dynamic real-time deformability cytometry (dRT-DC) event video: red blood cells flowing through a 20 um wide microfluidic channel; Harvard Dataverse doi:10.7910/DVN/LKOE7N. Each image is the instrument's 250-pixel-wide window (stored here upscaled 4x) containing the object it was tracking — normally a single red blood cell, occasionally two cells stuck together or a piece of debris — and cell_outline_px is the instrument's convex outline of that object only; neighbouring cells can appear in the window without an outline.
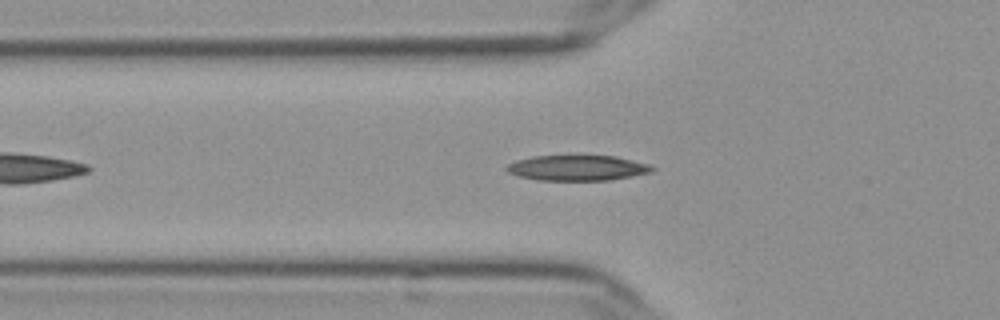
{"species": "Egyptian fruit bat (a non-hibernating species)", "species_latin": "Rousettus aegyptiacus", "temperature_condition": "cold", "stored_images_in_passage": 46, "camera_frame_rate_fps": 3000, "um_per_image_px": 0.085, "frame": {"image": 1, "passage_image": 9, "time_ms": 2.667, "image_size_px": [1000, 320], "cell_outline_px": [[656, 168], [652, 172], [632, 176], [608, 180], [536, 180], [516, 176], [508, 172], [504, 168], [508, 164], [516, 160], [532, 156], [616, 156], [648, 164]], "centroid_in_image_um": [49.04, 14.27], "position_along_channel_um": 76.8, "area_um2": 21.56}}
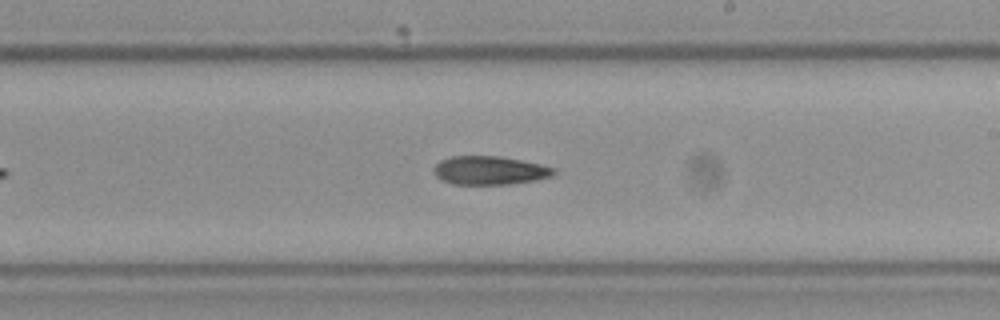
{"frame": {"image": 2, "passage_image": 23, "time_ms": 7.333, "image_size_px": [1000, 320], "cell_outline_px": [[556, 172], [552, 176], [536, 180], [508, 184], [452, 184], [440, 180], [432, 172], [432, 168], [440, 160], [452, 156], [500, 156], [540, 164], [556, 168]], "centroid_in_image_um": [41.59, 14.48], "position_along_channel_um": 247.4, "area_um2": 20.11}}
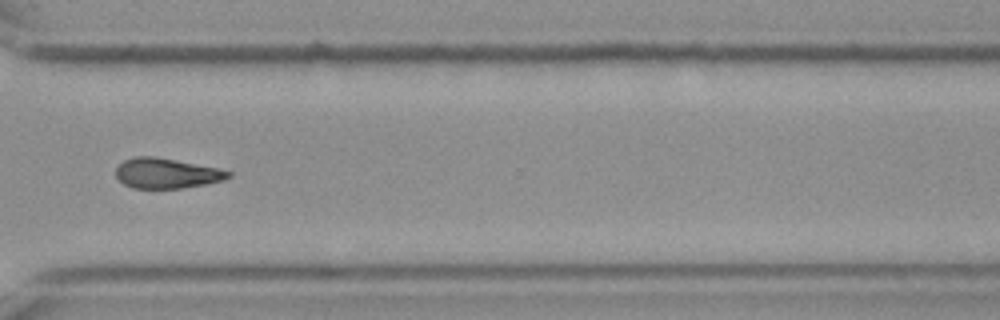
{"frame": {"image": 3, "passage_image": 32, "time_ms": 10.333, "image_size_px": [1000, 320], "cell_outline_px": [[232, 176], [224, 180], [204, 184], [180, 188], [132, 188], [124, 184], [116, 176], [116, 168], [124, 160], [136, 156], [156, 156], [216, 168], [232, 172]], "centroid_in_image_um": [14.14, 14.72], "position_along_channel_um": 356.5, "area_um2": 19.59}, "authors_computed_cell_mechanics": {"area_um2": 20.1722, "velocity_mm_per_s": 3.6375, "shape_relaxation_time_tau1_ms": 10.4786, "shape_relaxation_time_tau2_ms": null, "deformation_change_tau1": 0.2369, "deformation_change_tau2": null}}